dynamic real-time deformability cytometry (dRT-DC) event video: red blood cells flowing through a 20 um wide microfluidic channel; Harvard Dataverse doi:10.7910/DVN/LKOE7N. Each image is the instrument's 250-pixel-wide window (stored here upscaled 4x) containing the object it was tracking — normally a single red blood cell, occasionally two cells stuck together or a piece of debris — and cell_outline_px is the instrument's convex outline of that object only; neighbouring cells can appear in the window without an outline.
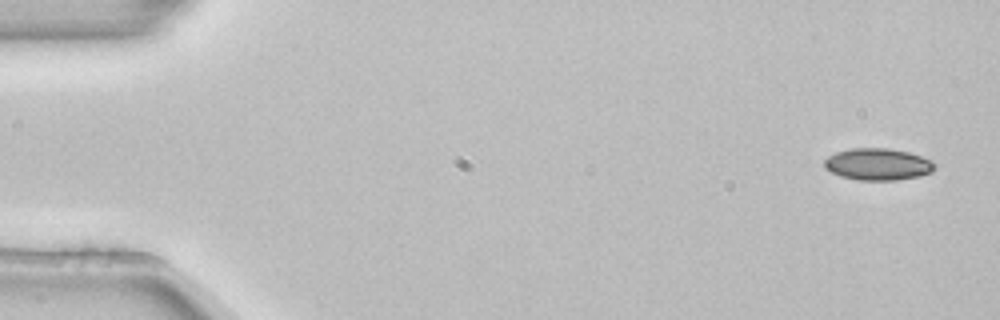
{"species": "common noctule bat (a hibernating species)", "species_latin": "Nyctalus noctula", "temperature_condition": "room temperature", "stored_images_in_passage": 3, "camera_frame_rate_fps": 3000, "um_per_image_px": 0.085, "animal": {"sex": "female", "body_mass_g": 22.7, "forearm_length_mm": 54.2}, "frame": {"image": 1, "passage_image": 1, "time_ms": 0.0, "image_size_px": [1000, 320], "cell_outline_px": [[936, 168], [932, 172], [920, 176], [896, 180], [856, 180], [840, 176], [824, 168], [824, 160], [828, 156], [836, 152], [852, 148], [888, 148], [908, 152], [932, 160], [936, 164]], "centroid_in_image_um": [74.63, 13.96], "position_along_channel_um": 10.4, "area_um2": 20.63}}